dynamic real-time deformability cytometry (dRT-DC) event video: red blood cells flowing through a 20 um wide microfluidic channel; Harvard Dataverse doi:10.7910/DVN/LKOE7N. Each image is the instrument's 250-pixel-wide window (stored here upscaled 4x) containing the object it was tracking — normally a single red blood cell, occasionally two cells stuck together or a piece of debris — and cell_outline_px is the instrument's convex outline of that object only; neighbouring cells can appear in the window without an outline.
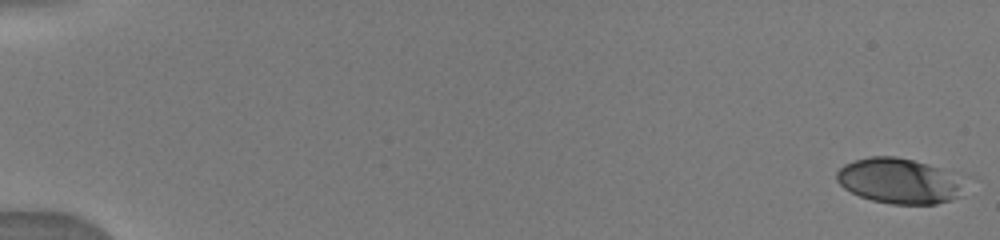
{"species": "human", "species_latin": "Homo sapiens", "temperature_condition": "warm", "stored_images_in_passage": 58, "camera_frame_rate_fps": 3000, "um_per_image_px": 0.085, "donor": {"sex": "male"}, "frame": {"image": 1, "passage_image": 1, "time_ms": 0.0, "image_size_px": [1000, 240], "cell_outline_px": [[956, 196], [952, 200], [936, 204], [892, 204], [872, 200], [860, 196], [844, 188], [836, 180], [836, 172], [844, 164], [868, 156], [896, 156], [928, 164], [940, 168], [956, 184]], "centroid_in_image_um": [76.21, 15.37], "position_along_channel_um": 8.8, "area_um2": 32.37}}
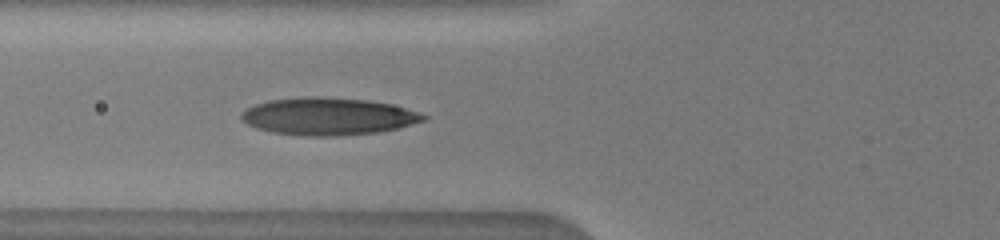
{"frame": {"image": 2, "passage_image": 44, "time_ms": 6.667, "image_size_px": [1000, 240], "cell_outline_px": [[428, 116], [424, 120], [396, 128], [376, 132], [336, 136], [304, 136], [272, 132], [256, 128], [248, 124], [240, 116], [240, 112], [256, 104], [268, 100], [304, 96], [316, 96], [368, 100], [388, 104], [420, 112]], "centroid_in_image_um": [27.84, 9.88], "position_along_channel_um": 98.0, "area_um2": 39.42}}
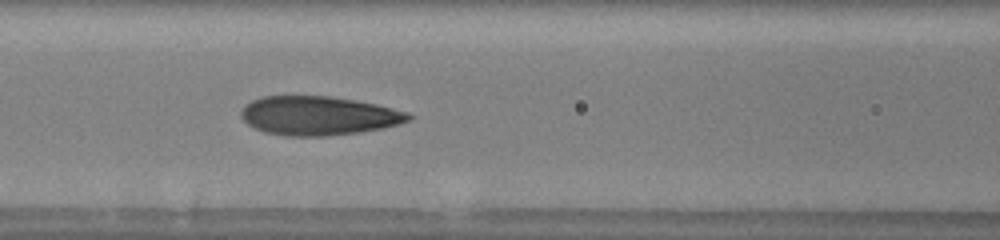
{"frame": {"image": 3, "passage_image": 51, "time_ms": 7.667, "image_size_px": [1000, 240], "cell_outline_px": [[412, 116], [408, 120], [384, 128], [360, 132], [324, 136], [284, 136], [264, 132], [248, 124], [240, 116], [240, 112], [244, 104], [260, 96], [328, 96], [376, 104], [408, 112]], "centroid_in_image_um": [27.02, 9.83], "position_along_channel_um": 139.6, "area_um2": 37.92}}